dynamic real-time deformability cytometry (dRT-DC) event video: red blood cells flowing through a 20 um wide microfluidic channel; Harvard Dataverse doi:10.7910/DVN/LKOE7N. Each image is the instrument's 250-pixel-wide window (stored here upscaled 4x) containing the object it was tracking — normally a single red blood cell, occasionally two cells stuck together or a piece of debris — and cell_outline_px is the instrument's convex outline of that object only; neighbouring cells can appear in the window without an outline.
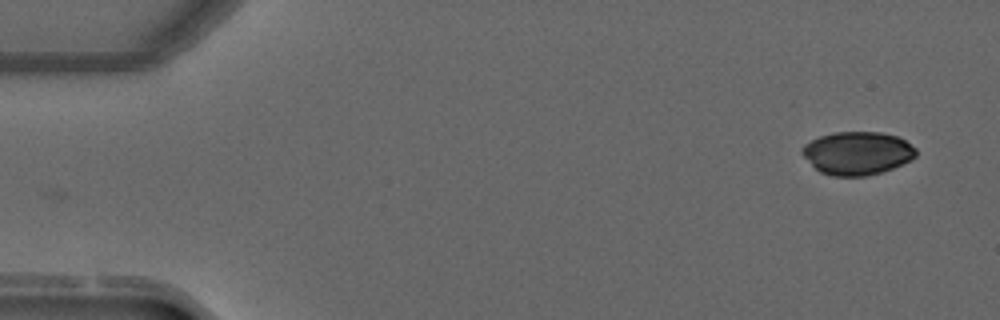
{"species": "common noctule bat (a hibernating species)", "species_latin": "Nyctalus noctula", "temperature_condition": "warm", "stored_images_in_passage": 4, "camera_frame_rate_fps": 3000, "um_per_image_px": 0.085, "animal": {"sex": "male", "forearm_length_mm": 52.5}, "frame": {"image": 1, "passage_image": 4, "time_ms": 1.0, "image_size_px": [1000, 320], "cell_outline_px": [[916, 156], [892, 168], [880, 172], [864, 176], [832, 176], [820, 172], [800, 152], [800, 148], [804, 144], [820, 136], [836, 132], [880, 132], [896, 136], [904, 140], [916, 148]], "centroid_in_image_um": [72.84, 13.01], "position_along_channel_um": 12.2, "area_um2": 28.32}}